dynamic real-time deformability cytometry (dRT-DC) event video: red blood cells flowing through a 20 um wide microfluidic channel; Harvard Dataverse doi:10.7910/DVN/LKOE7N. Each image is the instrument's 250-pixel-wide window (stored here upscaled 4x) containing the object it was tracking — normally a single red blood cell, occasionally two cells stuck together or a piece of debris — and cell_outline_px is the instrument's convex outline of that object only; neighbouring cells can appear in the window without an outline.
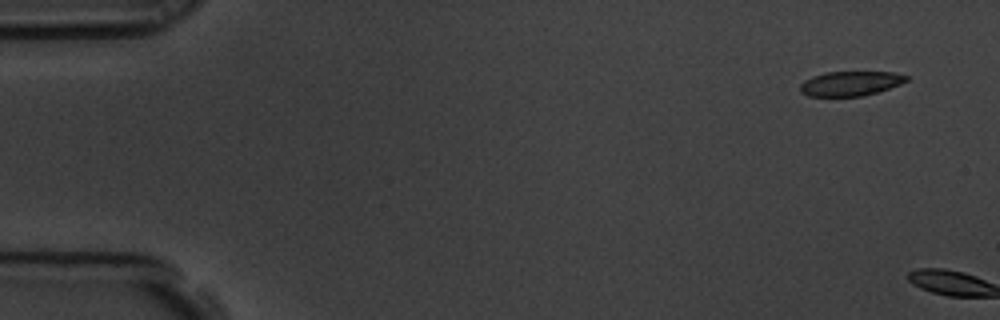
{"species": "common noctule bat (a hibernating species)", "species_latin": "Nyctalus noctula", "temperature_condition": "room temperature", "stored_images_in_passage": 2, "camera_frame_rate_fps": 3000, "um_per_image_px": 0.085, "animal": {"sex": "male", "body_mass_g": 19.5, "forearm_length_mm": 54.6}, "frame": {"image": 1, "passage_image": 1, "time_ms": 0.0, "image_size_px": [1000, 320], "cell_outline_px": [[908, 80], [900, 84], [864, 96], [808, 96], [800, 92], [800, 84], [804, 80], [812, 76], [824, 72], [892, 72], [908, 76]], "centroid_in_image_um": [72.25, 7.09], "position_along_channel_um": 12.8, "area_um2": 15.2}}